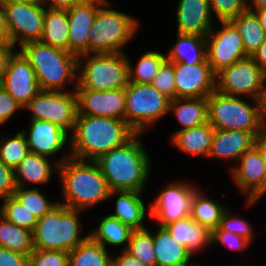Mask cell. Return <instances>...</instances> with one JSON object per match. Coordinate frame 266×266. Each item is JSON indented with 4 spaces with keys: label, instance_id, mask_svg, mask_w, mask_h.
Segmentation results:
<instances>
[{
    "label": "cell",
    "instance_id": "cell-1",
    "mask_svg": "<svg viewBox=\"0 0 266 266\" xmlns=\"http://www.w3.org/2000/svg\"><path fill=\"white\" fill-rule=\"evenodd\" d=\"M68 148L71 157L96 161L101 155L130 141L137 133L125 120L78 115Z\"/></svg>",
    "mask_w": 266,
    "mask_h": 266
},
{
    "label": "cell",
    "instance_id": "cell-2",
    "mask_svg": "<svg viewBox=\"0 0 266 266\" xmlns=\"http://www.w3.org/2000/svg\"><path fill=\"white\" fill-rule=\"evenodd\" d=\"M140 135L137 133L126 144L101 155L95 161L110 191H143L151 173V160L139 139Z\"/></svg>",
    "mask_w": 266,
    "mask_h": 266
},
{
    "label": "cell",
    "instance_id": "cell-3",
    "mask_svg": "<svg viewBox=\"0 0 266 266\" xmlns=\"http://www.w3.org/2000/svg\"><path fill=\"white\" fill-rule=\"evenodd\" d=\"M63 190L60 202L68 208L84 211L109 199V187L95 161H83L72 157L58 166Z\"/></svg>",
    "mask_w": 266,
    "mask_h": 266
},
{
    "label": "cell",
    "instance_id": "cell-4",
    "mask_svg": "<svg viewBox=\"0 0 266 266\" xmlns=\"http://www.w3.org/2000/svg\"><path fill=\"white\" fill-rule=\"evenodd\" d=\"M19 51L34 69L40 90L64 91L67 81L77 79L78 57L65 50L32 41Z\"/></svg>",
    "mask_w": 266,
    "mask_h": 266
},
{
    "label": "cell",
    "instance_id": "cell-5",
    "mask_svg": "<svg viewBox=\"0 0 266 266\" xmlns=\"http://www.w3.org/2000/svg\"><path fill=\"white\" fill-rule=\"evenodd\" d=\"M80 213L82 210L68 208L58 202L37 220L32 232L34 249L62 250L69 253L83 243L89 235L80 236Z\"/></svg>",
    "mask_w": 266,
    "mask_h": 266
},
{
    "label": "cell",
    "instance_id": "cell-6",
    "mask_svg": "<svg viewBox=\"0 0 266 266\" xmlns=\"http://www.w3.org/2000/svg\"><path fill=\"white\" fill-rule=\"evenodd\" d=\"M128 68L126 52L84 54L78 56L74 86L91 90L124 89L129 82Z\"/></svg>",
    "mask_w": 266,
    "mask_h": 266
},
{
    "label": "cell",
    "instance_id": "cell-7",
    "mask_svg": "<svg viewBox=\"0 0 266 266\" xmlns=\"http://www.w3.org/2000/svg\"><path fill=\"white\" fill-rule=\"evenodd\" d=\"M107 0L97 11L90 38L88 54L122 53V48L134 38L139 24L136 18L111 9Z\"/></svg>",
    "mask_w": 266,
    "mask_h": 266
},
{
    "label": "cell",
    "instance_id": "cell-8",
    "mask_svg": "<svg viewBox=\"0 0 266 266\" xmlns=\"http://www.w3.org/2000/svg\"><path fill=\"white\" fill-rule=\"evenodd\" d=\"M206 99L208 123L214 129L241 130L251 132L255 137L266 129L256 99L254 106L241 97L224 95L216 90Z\"/></svg>",
    "mask_w": 266,
    "mask_h": 266
},
{
    "label": "cell",
    "instance_id": "cell-9",
    "mask_svg": "<svg viewBox=\"0 0 266 266\" xmlns=\"http://www.w3.org/2000/svg\"><path fill=\"white\" fill-rule=\"evenodd\" d=\"M124 89L125 121L136 133L143 134L169 113L170 99L151 83L128 82Z\"/></svg>",
    "mask_w": 266,
    "mask_h": 266
},
{
    "label": "cell",
    "instance_id": "cell-10",
    "mask_svg": "<svg viewBox=\"0 0 266 266\" xmlns=\"http://www.w3.org/2000/svg\"><path fill=\"white\" fill-rule=\"evenodd\" d=\"M23 108L31 111L30 120L49 121L72 133L78 116L75 87L68 91L40 90Z\"/></svg>",
    "mask_w": 266,
    "mask_h": 266
},
{
    "label": "cell",
    "instance_id": "cell-11",
    "mask_svg": "<svg viewBox=\"0 0 266 266\" xmlns=\"http://www.w3.org/2000/svg\"><path fill=\"white\" fill-rule=\"evenodd\" d=\"M9 43L15 48L27 42L39 41L43 34L45 6L41 1L10 4L2 7Z\"/></svg>",
    "mask_w": 266,
    "mask_h": 266
},
{
    "label": "cell",
    "instance_id": "cell-12",
    "mask_svg": "<svg viewBox=\"0 0 266 266\" xmlns=\"http://www.w3.org/2000/svg\"><path fill=\"white\" fill-rule=\"evenodd\" d=\"M265 72L247 57L222 69L215 76L216 91L228 96H247L257 100Z\"/></svg>",
    "mask_w": 266,
    "mask_h": 266
},
{
    "label": "cell",
    "instance_id": "cell-13",
    "mask_svg": "<svg viewBox=\"0 0 266 266\" xmlns=\"http://www.w3.org/2000/svg\"><path fill=\"white\" fill-rule=\"evenodd\" d=\"M197 190L196 185L187 181H175L169 184L151 203L148 212L150 219L154 218L158 226L164 227L190 216L191 201Z\"/></svg>",
    "mask_w": 266,
    "mask_h": 266
},
{
    "label": "cell",
    "instance_id": "cell-14",
    "mask_svg": "<svg viewBox=\"0 0 266 266\" xmlns=\"http://www.w3.org/2000/svg\"><path fill=\"white\" fill-rule=\"evenodd\" d=\"M222 27L206 36L207 62L216 75L222 69L247 58L240 33L230 21H220Z\"/></svg>",
    "mask_w": 266,
    "mask_h": 266
},
{
    "label": "cell",
    "instance_id": "cell-15",
    "mask_svg": "<svg viewBox=\"0 0 266 266\" xmlns=\"http://www.w3.org/2000/svg\"><path fill=\"white\" fill-rule=\"evenodd\" d=\"M0 85L22 108L40 91L34 69L19 50L9 57Z\"/></svg>",
    "mask_w": 266,
    "mask_h": 266
},
{
    "label": "cell",
    "instance_id": "cell-16",
    "mask_svg": "<svg viewBox=\"0 0 266 266\" xmlns=\"http://www.w3.org/2000/svg\"><path fill=\"white\" fill-rule=\"evenodd\" d=\"M78 115L100 116L125 120V89L91 90L75 88Z\"/></svg>",
    "mask_w": 266,
    "mask_h": 266
},
{
    "label": "cell",
    "instance_id": "cell-17",
    "mask_svg": "<svg viewBox=\"0 0 266 266\" xmlns=\"http://www.w3.org/2000/svg\"><path fill=\"white\" fill-rule=\"evenodd\" d=\"M176 98H207L216 90L215 74L208 63H174Z\"/></svg>",
    "mask_w": 266,
    "mask_h": 266
},
{
    "label": "cell",
    "instance_id": "cell-18",
    "mask_svg": "<svg viewBox=\"0 0 266 266\" xmlns=\"http://www.w3.org/2000/svg\"><path fill=\"white\" fill-rule=\"evenodd\" d=\"M231 169L235 185L247 193V200H257L266 191V173L262 156L255 145L238 159Z\"/></svg>",
    "mask_w": 266,
    "mask_h": 266
},
{
    "label": "cell",
    "instance_id": "cell-19",
    "mask_svg": "<svg viewBox=\"0 0 266 266\" xmlns=\"http://www.w3.org/2000/svg\"><path fill=\"white\" fill-rule=\"evenodd\" d=\"M107 0H87L67 10L69 21V52L78 56L88 54L90 30L98 9Z\"/></svg>",
    "mask_w": 266,
    "mask_h": 266
},
{
    "label": "cell",
    "instance_id": "cell-20",
    "mask_svg": "<svg viewBox=\"0 0 266 266\" xmlns=\"http://www.w3.org/2000/svg\"><path fill=\"white\" fill-rule=\"evenodd\" d=\"M29 130H23L30 152L45 157H55L69 140V133L49 121L30 120ZM29 132V133H27Z\"/></svg>",
    "mask_w": 266,
    "mask_h": 266
},
{
    "label": "cell",
    "instance_id": "cell-21",
    "mask_svg": "<svg viewBox=\"0 0 266 266\" xmlns=\"http://www.w3.org/2000/svg\"><path fill=\"white\" fill-rule=\"evenodd\" d=\"M176 12L177 33L206 37L213 28L209 0H179Z\"/></svg>",
    "mask_w": 266,
    "mask_h": 266
},
{
    "label": "cell",
    "instance_id": "cell-22",
    "mask_svg": "<svg viewBox=\"0 0 266 266\" xmlns=\"http://www.w3.org/2000/svg\"><path fill=\"white\" fill-rule=\"evenodd\" d=\"M63 153V156L56 160L54 168L50 164L49 158L37 153L29 152L26 157L14 168L15 182L17 187L26 188L29 184H46L52 178L53 172H58V166L71 157L70 151ZM27 184V186H26Z\"/></svg>",
    "mask_w": 266,
    "mask_h": 266
},
{
    "label": "cell",
    "instance_id": "cell-23",
    "mask_svg": "<svg viewBox=\"0 0 266 266\" xmlns=\"http://www.w3.org/2000/svg\"><path fill=\"white\" fill-rule=\"evenodd\" d=\"M254 141L255 136L251 132L214 129L208 157L237 162L254 145Z\"/></svg>",
    "mask_w": 266,
    "mask_h": 266
},
{
    "label": "cell",
    "instance_id": "cell-24",
    "mask_svg": "<svg viewBox=\"0 0 266 266\" xmlns=\"http://www.w3.org/2000/svg\"><path fill=\"white\" fill-rule=\"evenodd\" d=\"M153 249L156 266H198L190 262L192 254L165 227L158 226L157 232L153 233Z\"/></svg>",
    "mask_w": 266,
    "mask_h": 266
},
{
    "label": "cell",
    "instance_id": "cell-25",
    "mask_svg": "<svg viewBox=\"0 0 266 266\" xmlns=\"http://www.w3.org/2000/svg\"><path fill=\"white\" fill-rule=\"evenodd\" d=\"M172 237L186 247L193 255L198 251L209 247L211 244L212 231L207 227L195 222L191 216L177 220L164 226Z\"/></svg>",
    "mask_w": 266,
    "mask_h": 266
},
{
    "label": "cell",
    "instance_id": "cell-26",
    "mask_svg": "<svg viewBox=\"0 0 266 266\" xmlns=\"http://www.w3.org/2000/svg\"><path fill=\"white\" fill-rule=\"evenodd\" d=\"M141 193L138 191H110L109 198L117 194V199L115 211L109 215L134 230L147 228L143 225V220L148 211H146L147 207L142 201Z\"/></svg>",
    "mask_w": 266,
    "mask_h": 266
},
{
    "label": "cell",
    "instance_id": "cell-27",
    "mask_svg": "<svg viewBox=\"0 0 266 266\" xmlns=\"http://www.w3.org/2000/svg\"><path fill=\"white\" fill-rule=\"evenodd\" d=\"M214 128L207 122L197 127L175 131L171 142L183 153L207 157L211 148Z\"/></svg>",
    "mask_w": 266,
    "mask_h": 266
},
{
    "label": "cell",
    "instance_id": "cell-28",
    "mask_svg": "<svg viewBox=\"0 0 266 266\" xmlns=\"http://www.w3.org/2000/svg\"><path fill=\"white\" fill-rule=\"evenodd\" d=\"M165 55L171 63L199 64L207 62L206 37L194 34L177 33L176 43Z\"/></svg>",
    "mask_w": 266,
    "mask_h": 266
},
{
    "label": "cell",
    "instance_id": "cell-29",
    "mask_svg": "<svg viewBox=\"0 0 266 266\" xmlns=\"http://www.w3.org/2000/svg\"><path fill=\"white\" fill-rule=\"evenodd\" d=\"M168 111H173L182 125L178 131L197 127L208 122V102L206 98L172 99L169 102Z\"/></svg>",
    "mask_w": 266,
    "mask_h": 266
},
{
    "label": "cell",
    "instance_id": "cell-30",
    "mask_svg": "<svg viewBox=\"0 0 266 266\" xmlns=\"http://www.w3.org/2000/svg\"><path fill=\"white\" fill-rule=\"evenodd\" d=\"M69 21L67 10L47 9L43 23L41 43L69 52Z\"/></svg>",
    "mask_w": 266,
    "mask_h": 266
},
{
    "label": "cell",
    "instance_id": "cell-31",
    "mask_svg": "<svg viewBox=\"0 0 266 266\" xmlns=\"http://www.w3.org/2000/svg\"><path fill=\"white\" fill-rule=\"evenodd\" d=\"M133 231L134 229L130 226L107 214L100 219L96 230L93 229L88 235L105 249L107 244L115 247L124 244L125 247L122 250H127Z\"/></svg>",
    "mask_w": 266,
    "mask_h": 266
},
{
    "label": "cell",
    "instance_id": "cell-32",
    "mask_svg": "<svg viewBox=\"0 0 266 266\" xmlns=\"http://www.w3.org/2000/svg\"><path fill=\"white\" fill-rule=\"evenodd\" d=\"M230 22L236 27L243 41L245 55L252 57L260 45L266 39L265 31L260 25L256 14L246 10L231 19Z\"/></svg>",
    "mask_w": 266,
    "mask_h": 266
},
{
    "label": "cell",
    "instance_id": "cell-33",
    "mask_svg": "<svg viewBox=\"0 0 266 266\" xmlns=\"http://www.w3.org/2000/svg\"><path fill=\"white\" fill-rule=\"evenodd\" d=\"M226 207L217 200L208 198L200 191L195 192L191 201V218L207 227L210 231L217 229Z\"/></svg>",
    "mask_w": 266,
    "mask_h": 266
},
{
    "label": "cell",
    "instance_id": "cell-34",
    "mask_svg": "<svg viewBox=\"0 0 266 266\" xmlns=\"http://www.w3.org/2000/svg\"><path fill=\"white\" fill-rule=\"evenodd\" d=\"M0 248L29 256L34 250L32 231L18 227L0 215Z\"/></svg>",
    "mask_w": 266,
    "mask_h": 266
},
{
    "label": "cell",
    "instance_id": "cell-35",
    "mask_svg": "<svg viewBox=\"0 0 266 266\" xmlns=\"http://www.w3.org/2000/svg\"><path fill=\"white\" fill-rule=\"evenodd\" d=\"M101 244L88 237L69 252V266H112L113 258Z\"/></svg>",
    "mask_w": 266,
    "mask_h": 266
},
{
    "label": "cell",
    "instance_id": "cell-36",
    "mask_svg": "<svg viewBox=\"0 0 266 266\" xmlns=\"http://www.w3.org/2000/svg\"><path fill=\"white\" fill-rule=\"evenodd\" d=\"M139 61L134 68L131 60L128 58L129 82L135 83H152L159 67L166 60L165 54L158 51H147L138 59Z\"/></svg>",
    "mask_w": 266,
    "mask_h": 266
},
{
    "label": "cell",
    "instance_id": "cell-37",
    "mask_svg": "<svg viewBox=\"0 0 266 266\" xmlns=\"http://www.w3.org/2000/svg\"><path fill=\"white\" fill-rule=\"evenodd\" d=\"M3 138H0V160L14 169L30 152L27 138L22 131Z\"/></svg>",
    "mask_w": 266,
    "mask_h": 266
},
{
    "label": "cell",
    "instance_id": "cell-38",
    "mask_svg": "<svg viewBox=\"0 0 266 266\" xmlns=\"http://www.w3.org/2000/svg\"><path fill=\"white\" fill-rule=\"evenodd\" d=\"M126 251L145 266H156L153 233L149 229L134 230Z\"/></svg>",
    "mask_w": 266,
    "mask_h": 266
},
{
    "label": "cell",
    "instance_id": "cell-39",
    "mask_svg": "<svg viewBox=\"0 0 266 266\" xmlns=\"http://www.w3.org/2000/svg\"><path fill=\"white\" fill-rule=\"evenodd\" d=\"M13 196L25 206L29 212L33 213L37 219H40L58 204V202H50L47 196L45 197L36 187L33 189L17 187Z\"/></svg>",
    "mask_w": 266,
    "mask_h": 266
},
{
    "label": "cell",
    "instance_id": "cell-40",
    "mask_svg": "<svg viewBox=\"0 0 266 266\" xmlns=\"http://www.w3.org/2000/svg\"><path fill=\"white\" fill-rule=\"evenodd\" d=\"M0 215L8 222L32 232L38 220L14 196L4 199L0 208Z\"/></svg>",
    "mask_w": 266,
    "mask_h": 266
},
{
    "label": "cell",
    "instance_id": "cell-41",
    "mask_svg": "<svg viewBox=\"0 0 266 266\" xmlns=\"http://www.w3.org/2000/svg\"><path fill=\"white\" fill-rule=\"evenodd\" d=\"M174 63L164 61L159 67L152 85L170 100L176 98Z\"/></svg>",
    "mask_w": 266,
    "mask_h": 266
},
{
    "label": "cell",
    "instance_id": "cell-42",
    "mask_svg": "<svg viewBox=\"0 0 266 266\" xmlns=\"http://www.w3.org/2000/svg\"><path fill=\"white\" fill-rule=\"evenodd\" d=\"M28 259L29 266H69V253L62 250L34 249Z\"/></svg>",
    "mask_w": 266,
    "mask_h": 266
},
{
    "label": "cell",
    "instance_id": "cell-43",
    "mask_svg": "<svg viewBox=\"0 0 266 266\" xmlns=\"http://www.w3.org/2000/svg\"><path fill=\"white\" fill-rule=\"evenodd\" d=\"M210 11L217 16V20L230 21L246 11V0H209Z\"/></svg>",
    "mask_w": 266,
    "mask_h": 266
},
{
    "label": "cell",
    "instance_id": "cell-44",
    "mask_svg": "<svg viewBox=\"0 0 266 266\" xmlns=\"http://www.w3.org/2000/svg\"><path fill=\"white\" fill-rule=\"evenodd\" d=\"M230 214L232 215L228 209L224 211L218 227L222 231H228L230 233H235L239 236H242L252 243V240L255 238V233L248 221L238 217L236 218L234 215L232 217Z\"/></svg>",
    "mask_w": 266,
    "mask_h": 266
},
{
    "label": "cell",
    "instance_id": "cell-45",
    "mask_svg": "<svg viewBox=\"0 0 266 266\" xmlns=\"http://www.w3.org/2000/svg\"><path fill=\"white\" fill-rule=\"evenodd\" d=\"M211 243H221L223 246L228 247L232 250L245 251V249L251 245L248 239L243 238L235 233L228 231H222L219 227L212 231Z\"/></svg>",
    "mask_w": 266,
    "mask_h": 266
},
{
    "label": "cell",
    "instance_id": "cell-46",
    "mask_svg": "<svg viewBox=\"0 0 266 266\" xmlns=\"http://www.w3.org/2000/svg\"><path fill=\"white\" fill-rule=\"evenodd\" d=\"M16 188L14 169L0 160V200L13 196Z\"/></svg>",
    "mask_w": 266,
    "mask_h": 266
},
{
    "label": "cell",
    "instance_id": "cell-47",
    "mask_svg": "<svg viewBox=\"0 0 266 266\" xmlns=\"http://www.w3.org/2000/svg\"><path fill=\"white\" fill-rule=\"evenodd\" d=\"M22 107L16 102L11 94H9L0 85V125L8 121Z\"/></svg>",
    "mask_w": 266,
    "mask_h": 266
},
{
    "label": "cell",
    "instance_id": "cell-48",
    "mask_svg": "<svg viewBox=\"0 0 266 266\" xmlns=\"http://www.w3.org/2000/svg\"><path fill=\"white\" fill-rule=\"evenodd\" d=\"M0 266H29L28 256L0 248Z\"/></svg>",
    "mask_w": 266,
    "mask_h": 266
},
{
    "label": "cell",
    "instance_id": "cell-49",
    "mask_svg": "<svg viewBox=\"0 0 266 266\" xmlns=\"http://www.w3.org/2000/svg\"><path fill=\"white\" fill-rule=\"evenodd\" d=\"M87 0H41L42 4L50 9L68 10L77 4L83 3Z\"/></svg>",
    "mask_w": 266,
    "mask_h": 266
},
{
    "label": "cell",
    "instance_id": "cell-50",
    "mask_svg": "<svg viewBox=\"0 0 266 266\" xmlns=\"http://www.w3.org/2000/svg\"><path fill=\"white\" fill-rule=\"evenodd\" d=\"M113 266H145L138 259L132 256L126 250H122V253L118 256H115L113 259Z\"/></svg>",
    "mask_w": 266,
    "mask_h": 266
},
{
    "label": "cell",
    "instance_id": "cell-51",
    "mask_svg": "<svg viewBox=\"0 0 266 266\" xmlns=\"http://www.w3.org/2000/svg\"><path fill=\"white\" fill-rule=\"evenodd\" d=\"M14 51L15 49L11 44L0 45V83L5 73L7 61Z\"/></svg>",
    "mask_w": 266,
    "mask_h": 266
},
{
    "label": "cell",
    "instance_id": "cell-52",
    "mask_svg": "<svg viewBox=\"0 0 266 266\" xmlns=\"http://www.w3.org/2000/svg\"><path fill=\"white\" fill-rule=\"evenodd\" d=\"M257 101H258L261 119L264 125L266 126V72L263 78V84Z\"/></svg>",
    "mask_w": 266,
    "mask_h": 266
},
{
    "label": "cell",
    "instance_id": "cell-53",
    "mask_svg": "<svg viewBox=\"0 0 266 266\" xmlns=\"http://www.w3.org/2000/svg\"><path fill=\"white\" fill-rule=\"evenodd\" d=\"M251 58L266 72V39Z\"/></svg>",
    "mask_w": 266,
    "mask_h": 266
},
{
    "label": "cell",
    "instance_id": "cell-54",
    "mask_svg": "<svg viewBox=\"0 0 266 266\" xmlns=\"http://www.w3.org/2000/svg\"><path fill=\"white\" fill-rule=\"evenodd\" d=\"M254 145L257 147L262 156L266 173V129L255 137Z\"/></svg>",
    "mask_w": 266,
    "mask_h": 266
},
{
    "label": "cell",
    "instance_id": "cell-55",
    "mask_svg": "<svg viewBox=\"0 0 266 266\" xmlns=\"http://www.w3.org/2000/svg\"><path fill=\"white\" fill-rule=\"evenodd\" d=\"M10 44L8 40V33L6 30L5 14L3 8L0 6V45Z\"/></svg>",
    "mask_w": 266,
    "mask_h": 266
},
{
    "label": "cell",
    "instance_id": "cell-56",
    "mask_svg": "<svg viewBox=\"0 0 266 266\" xmlns=\"http://www.w3.org/2000/svg\"><path fill=\"white\" fill-rule=\"evenodd\" d=\"M250 2H249V0H246V8L249 11H255V10L266 7V0H250Z\"/></svg>",
    "mask_w": 266,
    "mask_h": 266
},
{
    "label": "cell",
    "instance_id": "cell-57",
    "mask_svg": "<svg viewBox=\"0 0 266 266\" xmlns=\"http://www.w3.org/2000/svg\"><path fill=\"white\" fill-rule=\"evenodd\" d=\"M266 34V7L253 11Z\"/></svg>",
    "mask_w": 266,
    "mask_h": 266
},
{
    "label": "cell",
    "instance_id": "cell-58",
    "mask_svg": "<svg viewBox=\"0 0 266 266\" xmlns=\"http://www.w3.org/2000/svg\"><path fill=\"white\" fill-rule=\"evenodd\" d=\"M33 1H41V0H0V6L3 7L10 4L30 3Z\"/></svg>",
    "mask_w": 266,
    "mask_h": 266
},
{
    "label": "cell",
    "instance_id": "cell-59",
    "mask_svg": "<svg viewBox=\"0 0 266 266\" xmlns=\"http://www.w3.org/2000/svg\"><path fill=\"white\" fill-rule=\"evenodd\" d=\"M266 194V191L257 199V200H246V205L247 206H251L253 205L255 202H257L259 199H261V197H263Z\"/></svg>",
    "mask_w": 266,
    "mask_h": 266
}]
</instances>
